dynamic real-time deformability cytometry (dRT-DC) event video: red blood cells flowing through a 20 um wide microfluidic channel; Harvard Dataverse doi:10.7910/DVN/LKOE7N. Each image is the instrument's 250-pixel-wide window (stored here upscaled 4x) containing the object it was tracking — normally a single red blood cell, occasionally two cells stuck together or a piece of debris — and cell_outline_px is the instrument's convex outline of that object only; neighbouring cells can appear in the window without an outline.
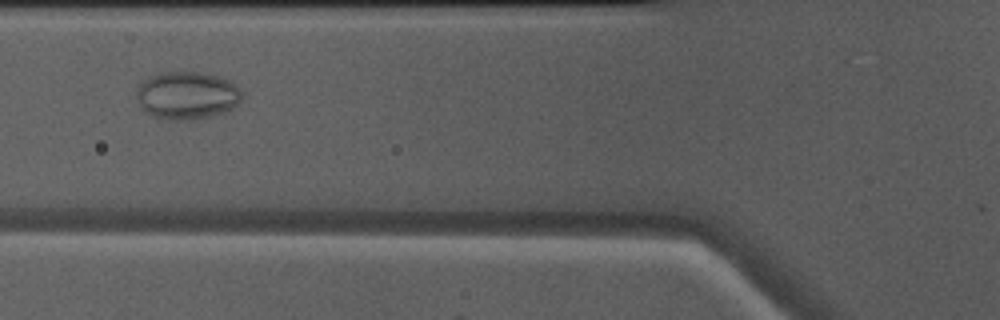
{"species": "Egyptian fruit bat (a non-hibernating species)", "species_latin": "Rousettus aegyptiacus", "temperature_condition": "warm", "stored_images_in_passage": 8, "camera_frame_rate_fps": 3000, "um_per_image_px": 0.085, "animal": {"sex": "male"}, "frame": {"image": 1, "passage_image": 5, "time_ms": 1.333, "image_size_px": [1000, 320], "cell_outline_px": [[240, 100], [228, 112], [212, 116], [188, 120], [172, 120], [156, 116], [144, 112], [140, 108], [136, 100], [136, 92], [140, 84], [144, 80], [160, 72], [200, 72], [216, 76], [228, 80], [236, 84], [240, 88]], "centroid_in_image_um": [15.87, 8.12], "position_along_channel_um": 109.9, "area_um2": 29.36}}